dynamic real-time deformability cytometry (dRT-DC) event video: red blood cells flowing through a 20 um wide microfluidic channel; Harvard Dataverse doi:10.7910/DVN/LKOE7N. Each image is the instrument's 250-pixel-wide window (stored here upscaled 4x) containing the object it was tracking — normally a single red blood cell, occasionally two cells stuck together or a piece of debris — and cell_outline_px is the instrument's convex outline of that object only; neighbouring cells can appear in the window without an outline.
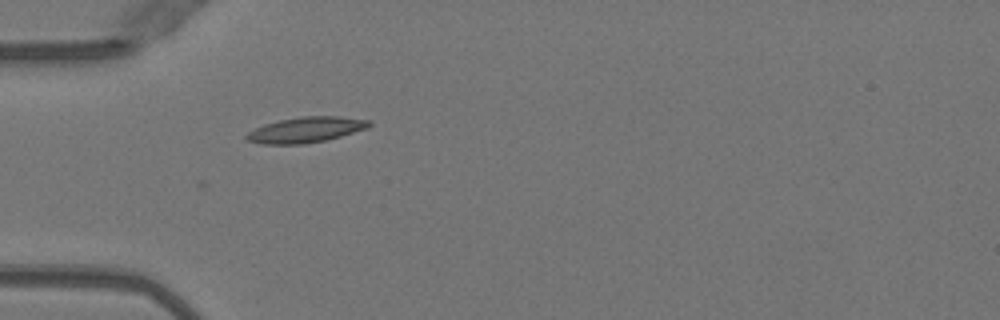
{"species": "Egyptian fruit bat (a non-hibernating species)", "species_latin": "Rousettus aegyptiacus", "temperature_condition": "warm", "stored_images_in_passage": 36, "camera_frame_rate_fps": 3000, "um_per_image_px": 0.085, "animal": {"sex": "female"}, "frame": {"image": 1, "passage_image": 1, "time_ms": 0.0, "image_size_px": [1000, 320], "cell_outline_px": [[372, 124], [368, 128], [340, 136], [324, 140], [304, 144], [260, 144], [248, 140], [244, 136], [248, 132], [264, 124], [280, 120], [300, 116], [340, 116], [372, 120]], "centroid_in_image_um": [26.02, 11.02], "position_along_channel_um": 59.0, "area_um2": 18.26}}
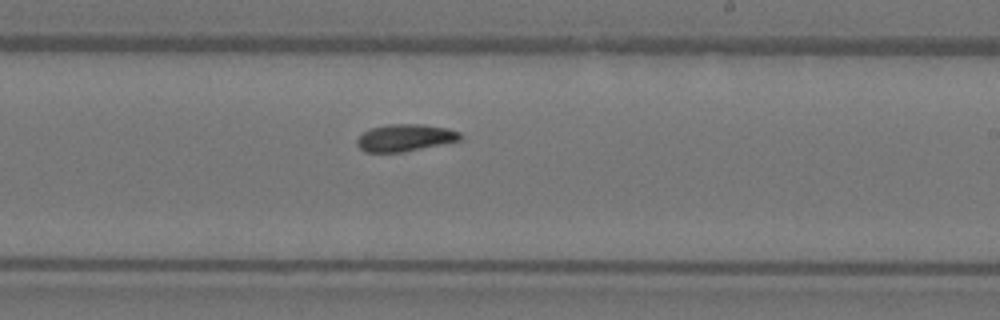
{"frame": {"image": 2, "passage_image": 16, "time_ms": 5.0, "image_size_px": [1000, 320], "cell_outline_px": [[464, 136], [460, 140], [404, 152], [364, 152], [356, 144], [356, 140], [364, 132], [372, 128], [388, 124], [424, 124], [448, 128], [460, 132]], "centroid_in_image_um": [34.45, 11.7], "position_along_channel_um": 254.5, "area_um2": 16.36}}
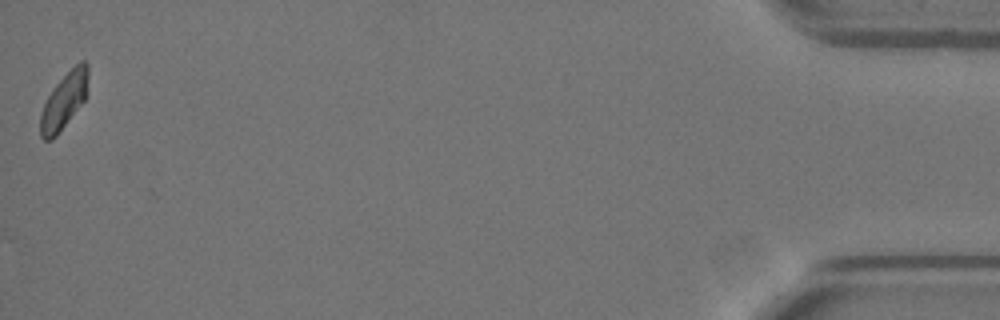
{"frame": {"image": 3, "passage_image": 36, "time_ms": 11.667, "image_size_px": [1000, 320], "cell_outline_px": [[88, 76], [84, 100], [56, 136], [52, 140], [44, 140], [40, 136], [40, 112], [48, 96], [56, 84], [80, 60], [84, 60], [88, 64]], "centroid_in_image_um": [5.42, 8.58], "position_along_channel_um": 429.8, "area_um2": 15.26}, "authors_computed_cell_mechanics": {"area_um2": 16.2418, "velocity_mm_per_s": 4.0035, "shape_relaxation_time_tau1_ms": 7.7792, "shape_relaxation_time_tau2_ms": null, "deformation_change_tau1": 0.1917, "deformation_change_tau2": null}}